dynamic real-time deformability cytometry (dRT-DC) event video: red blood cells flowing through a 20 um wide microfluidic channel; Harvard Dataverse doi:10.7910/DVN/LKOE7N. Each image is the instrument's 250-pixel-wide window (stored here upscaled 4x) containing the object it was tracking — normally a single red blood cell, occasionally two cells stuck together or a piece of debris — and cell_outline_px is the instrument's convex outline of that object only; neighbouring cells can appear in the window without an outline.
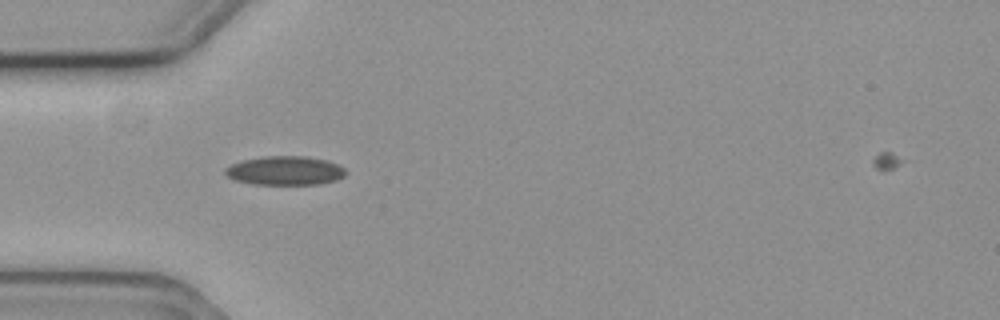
{"species": "common noctule bat (a hibernating species)", "species_latin": "Nyctalus noctula", "temperature_condition": "cold", "stored_images_in_passage": 14, "camera_frame_rate_fps": 3000, "um_per_image_px": 0.085, "animal": {"sex": "female", "body_mass_g": 19.3, "forearm_length_mm": 54.1}, "frame": {"image": 1, "passage_image": 4, "time_ms": 1.0, "image_size_px": [1000, 320], "cell_outline_px": [[348, 172], [344, 176], [336, 180], [320, 184], [252, 184], [236, 180], [228, 176], [224, 172], [224, 168], [232, 164], [244, 160], [264, 156], [308, 156], [328, 160], [344, 168]], "centroid_in_image_um": [24.26, 14.5], "position_along_channel_um": 60.7, "area_um2": 20.35}}
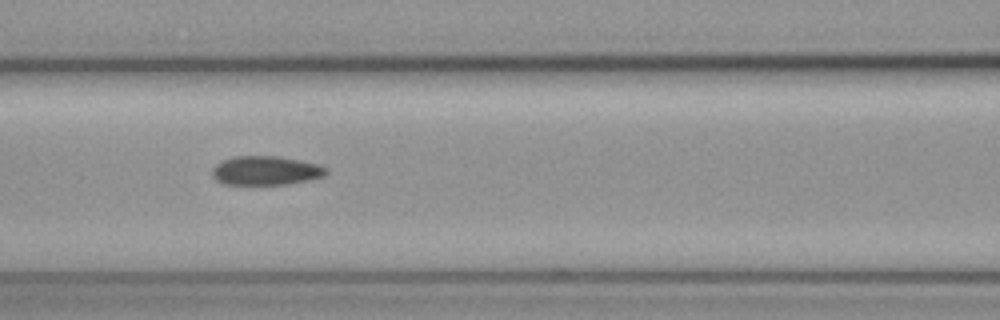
{"frame": {"image": 2, "passage_image": 6, "time_ms": 1.667, "image_size_px": [1000, 320], "cell_outline_px": [[328, 172], [324, 176], [308, 180], [288, 184], [224, 184], [216, 180], [212, 176], [212, 168], [216, 164], [224, 160], [236, 156], [276, 156], [300, 160], [316, 164], [328, 168]], "centroid_in_image_um": [22.59, 14.5], "position_along_channel_um": 144.0, "area_um2": 19.19}}
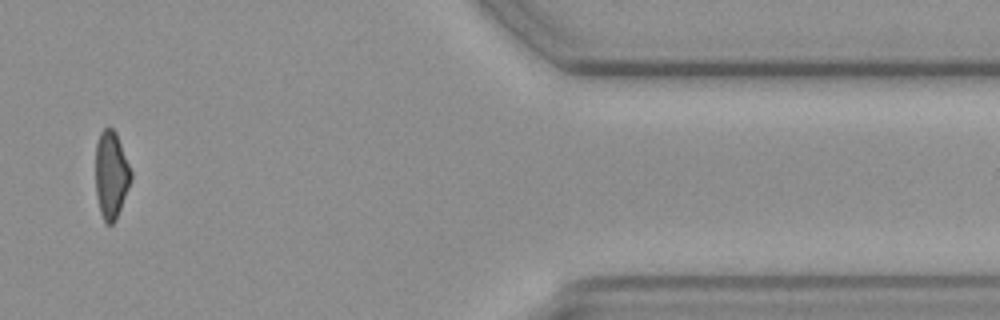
{"frame": {"image": 3, "passage_image": 13, "time_ms": 4.0, "image_size_px": [1000, 320], "cell_outline_px": [[132, 180], [116, 220], [112, 224], [104, 224], [100, 212], [96, 196], [96, 144], [100, 132], [104, 128], [112, 128], [116, 132], [132, 172]], "centroid_in_image_um": [9.45, 14.89], "position_along_channel_um": 401.9, "area_um2": 18.21}}